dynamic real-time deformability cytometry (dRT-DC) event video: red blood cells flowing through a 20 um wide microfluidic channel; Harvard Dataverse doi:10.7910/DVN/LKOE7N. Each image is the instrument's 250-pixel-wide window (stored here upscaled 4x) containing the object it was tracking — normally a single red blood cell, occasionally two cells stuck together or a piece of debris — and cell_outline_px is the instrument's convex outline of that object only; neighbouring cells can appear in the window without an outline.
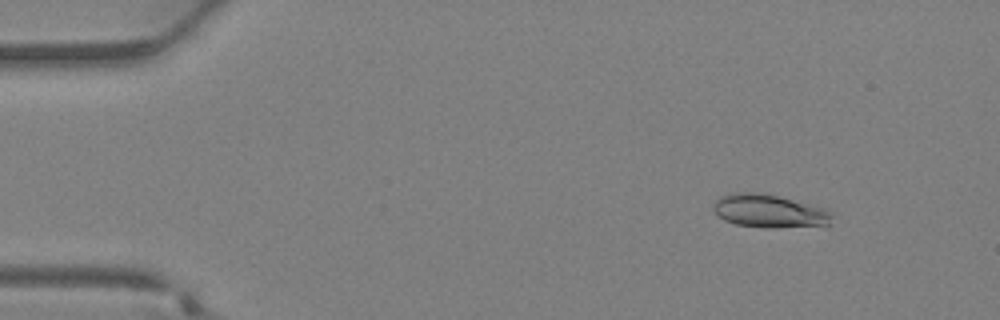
{"species": "Egyptian fruit bat (a non-hibernating species)", "species_latin": "Rousettus aegyptiacus", "temperature_condition": "warm", "stored_images_in_passage": 34, "camera_frame_rate_fps": 3000, "um_per_image_px": 0.085, "animal": {"sex": "female"}, "frame": {"image": 1, "passage_image": 1, "time_ms": 0.0, "image_size_px": [1000, 320], "cell_outline_px": [[832, 224], [824, 228], [768, 228], [736, 224], [724, 220], [712, 212], [712, 204], [720, 196], [732, 192], [760, 192], [780, 196], [824, 208], [832, 212]], "centroid_in_image_um": [65.44, 17.97], "position_along_channel_um": 19.6, "area_um2": 23.93}}
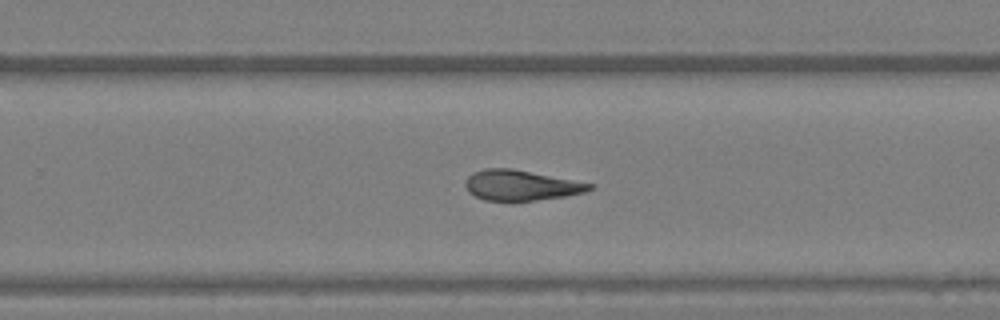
{"frame": {"image": 2, "passage_image": 21, "time_ms": 6.667, "image_size_px": [1000, 320], "cell_outline_px": [[596, 184], [592, 188], [584, 192], [568, 196], [536, 200], [484, 200], [468, 192], [464, 184], [468, 176], [472, 172], [488, 168], [512, 168]], "centroid_in_image_um": [44.29, 15.74], "position_along_channel_um": 285.5, "area_um2": 21.96}}
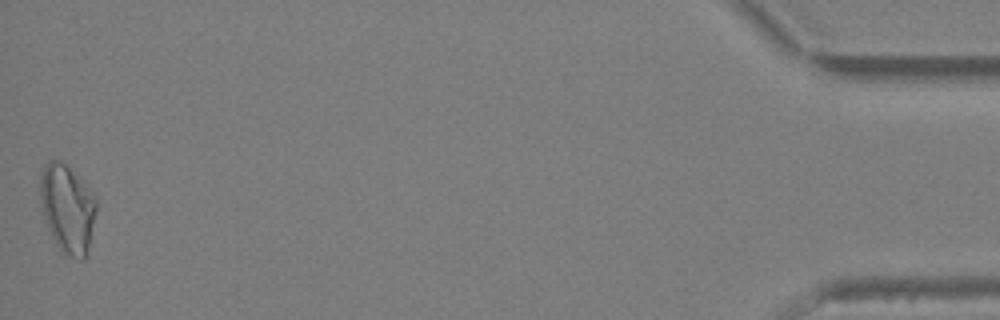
{"frame": {"image": 3, "passage_image": 34, "time_ms": 11.0, "image_size_px": [1000, 320], "cell_outline_px": [[96, 208], [88, 244], [84, 260], [80, 260], [64, 256], [56, 244], [44, 220], [40, 204], [40, 176], [44, 164], [48, 160], [60, 160], [92, 192], [96, 200]], "centroid_in_image_um": [5.68, 17.74], "position_along_channel_um": 429.5, "area_um2": 28.55}}